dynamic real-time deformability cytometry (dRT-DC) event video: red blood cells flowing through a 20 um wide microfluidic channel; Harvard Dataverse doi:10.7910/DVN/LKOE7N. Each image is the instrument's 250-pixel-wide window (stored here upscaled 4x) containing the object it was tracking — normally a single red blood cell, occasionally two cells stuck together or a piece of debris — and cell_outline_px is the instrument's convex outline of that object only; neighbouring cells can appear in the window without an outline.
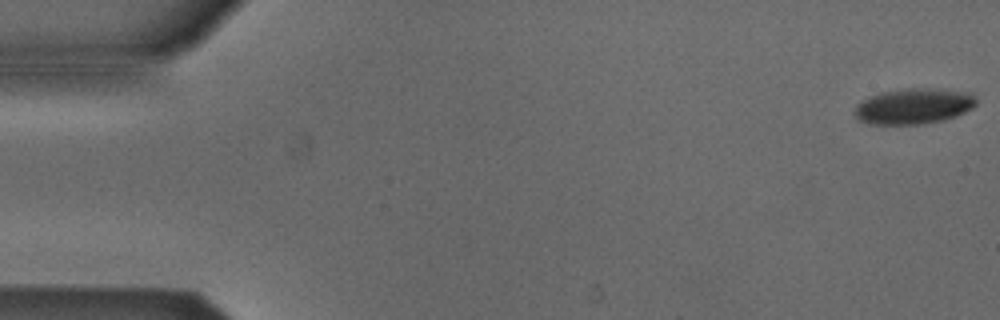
{"species": "Egyptian fruit bat (a non-hibernating species)", "species_latin": "Rousettus aegyptiacus", "temperature_condition": "cold", "stored_images_in_passage": 53, "camera_frame_rate_fps": 3000, "um_per_image_px": 0.085, "animal": {"sex": "male"}, "frame": {"image": 1, "passage_image": 1, "time_ms": 0.0, "image_size_px": [1000, 320], "cell_outline_px": [[976, 104], [972, 108], [956, 116], [944, 120], [920, 124], [872, 124], [856, 120], [852, 112], [856, 104], [872, 96], [884, 92], [908, 88], [928, 88], [972, 92], [976, 96]], "centroid_in_image_um": [77.66, 9.03], "position_along_channel_um": 7.3, "area_um2": 25.37}}
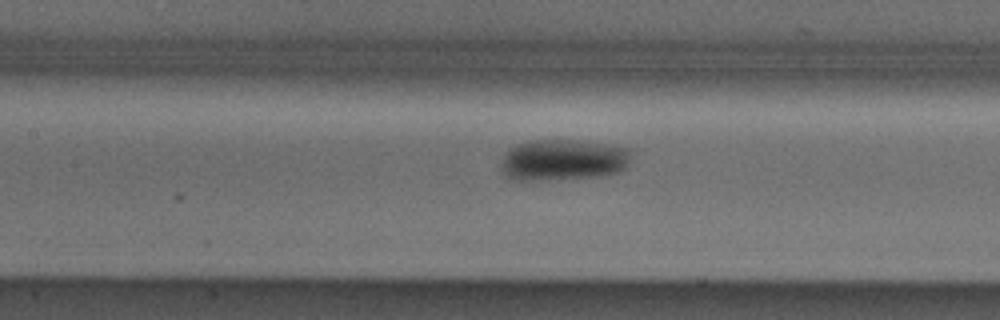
{"frame": {"image": 2, "passage_image": 24, "time_ms": 7.667, "image_size_px": [1000, 320], "cell_outline_px": [[632, 148], [628, 164], [620, 172], [596, 176], [536, 180], [524, 180], [508, 176], [504, 172], [500, 164], [504, 152], [508, 148], [516, 144], [532, 140], [576, 140], [608, 144]], "centroid_in_image_um": [47.88, 13.56], "position_along_channel_um": 159.5, "area_um2": 31.21}}
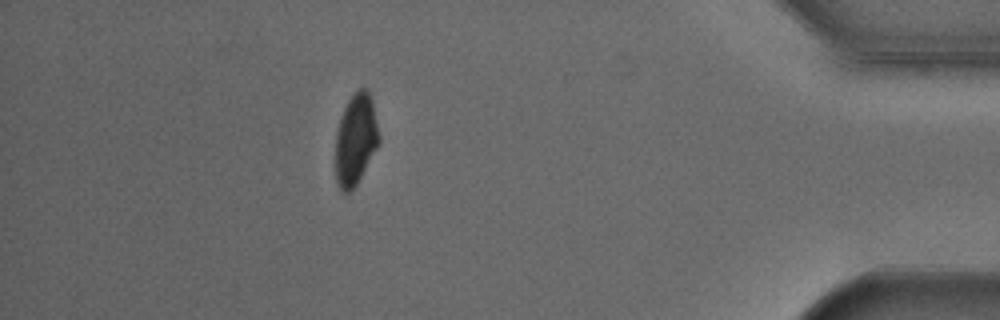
{"frame": {"image": 3, "passage_image": 47, "time_ms": 15.333, "image_size_px": [1000, 320], "cell_outline_px": [[380, 144], [356, 184], [348, 192], [344, 192], [340, 188], [336, 180], [336, 132], [340, 116], [348, 100], [360, 88], [368, 88], [372, 100], [380, 136]], "centroid_in_image_um": [30.25, 11.82], "position_along_channel_um": 405.0, "area_um2": 23.06}, "authors_computed_cell_mechanics": {"area_um2": 27.3972, "velocity_mm_per_s": 3.8657, "shape_relaxation_time_tau1_ms": 2.1984, "shape_relaxation_time_tau2_ms": null, "deformation_change_tau1": 0.0883, "deformation_change_tau2": null}}